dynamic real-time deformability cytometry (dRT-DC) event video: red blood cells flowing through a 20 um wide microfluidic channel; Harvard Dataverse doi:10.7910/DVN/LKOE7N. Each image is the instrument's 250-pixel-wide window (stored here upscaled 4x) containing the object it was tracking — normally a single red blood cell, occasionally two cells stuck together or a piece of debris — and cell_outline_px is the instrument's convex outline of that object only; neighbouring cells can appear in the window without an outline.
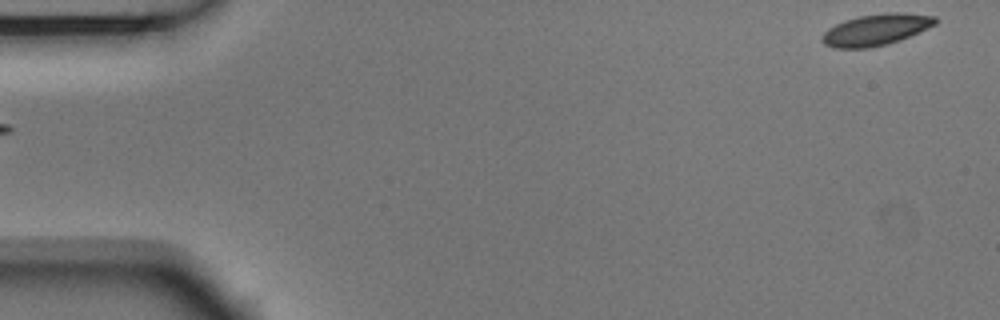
{"species": "Egyptian fruit bat (a non-hibernating species)", "species_latin": "Rousettus aegyptiacus", "temperature_condition": "room temperature", "stored_images_in_passage": 6, "segment_of_instrument_passage": [2, 2], "camera_frame_rate_fps": 3000, "um_per_image_px": 0.085, "animal": {"sex": "male"}, "frame": {"image": 1, "passage_image": 6, "time_ms": 1.667, "image_size_px": [1000, 320], "cell_outline_px": [[936, 24], [900, 40], [888, 44], [868, 48], [832, 48], [824, 44], [820, 40], [824, 32], [828, 28], [844, 20], [860, 16], [888, 12], [904, 12], [936, 16]], "centroid_in_image_um": [74.44, 2.53], "position_along_channel_um": 10.6, "area_um2": 20.75}}